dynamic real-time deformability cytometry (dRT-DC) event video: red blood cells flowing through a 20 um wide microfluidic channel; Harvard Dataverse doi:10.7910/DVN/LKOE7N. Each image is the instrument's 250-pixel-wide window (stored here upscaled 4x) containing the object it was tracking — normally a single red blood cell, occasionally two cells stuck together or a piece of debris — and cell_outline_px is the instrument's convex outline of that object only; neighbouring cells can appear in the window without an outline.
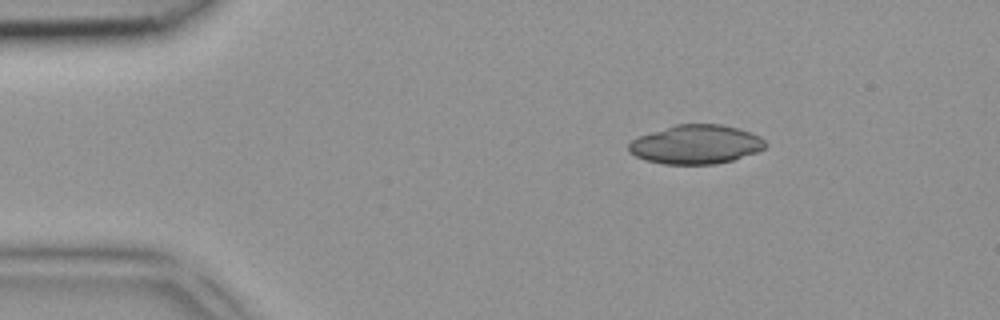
{"species": "common noctule bat (a hibernating species)", "species_latin": "Nyctalus noctula", "temperature_condition": "room temperature", "stored_images_in_passage": 3, "camera_frame_rate_fps": 3000, "um_per_image_px": 0.085, "animal": {"sex": "female", "body_mass_g": 18.4}, "frame": {"image": 1, "passage_image": 1, "time_ms": 0.0, "image_size_px": [1000, 320], "cell_outline_px": [[768, 144], [764, 148], [756, 152], [732, 160], [716, 164], [664, 164], [644, 160], [628, 152], [628, 144], [636, 136], [676, 124], [720, 124], [736, 128], [760, 136]], "centroid_in_image_um": [59.11, 12.28], "position_along_channel_um": 25.9, "area_um2": 31.1}}